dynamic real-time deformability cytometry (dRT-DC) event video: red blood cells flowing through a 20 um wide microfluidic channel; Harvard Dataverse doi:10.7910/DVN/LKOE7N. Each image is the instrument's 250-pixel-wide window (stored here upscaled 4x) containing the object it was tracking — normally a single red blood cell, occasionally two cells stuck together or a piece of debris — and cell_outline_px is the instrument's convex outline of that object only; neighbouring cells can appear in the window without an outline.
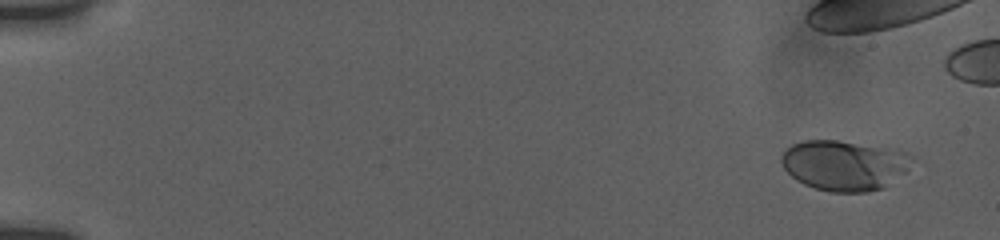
{"species": "human", "species_latin": "Homo sapiens", "temperature_condition": "room temperature", "stored_images_in_passage": 13, "camera_frame_rate_fps": 3000, "um_per_image_px": 0.085, "donor": {"sex": "female"}, "frame": {"image": 1, "passage_image": 1, "time_ms": 0.0, "image_size_px": [1000, 240], "cell_outline_px": [[912, 156], [908, 168], [904, 172], [884, 188], [868, 192], [832, 192], [816, 188], [804, 184], [796, 180], [784, 168], [780, 160], [780, 156], [792, 144], [804, 140], [836, 140], [896, 148], [908, 152]], "centroid_in_image_um": [71.77, 14.03], "position_along_channel_um": 13.2, "area_um2": 38.38}}